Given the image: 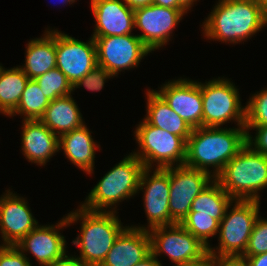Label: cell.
<instances>
[{
    "instance_id": "obj_23",
    "label": "cell",
    "mask_w": 267,
    "mask_h": 266,
    "mask_svg": "<svg viewBox=\"0 0 267 266\" xmlns=\"http://www.w3.org/2000/svg\"><path fill=\"white\" fill-rule=\"evenodd\" d=\"M146 90L147 102L144 119L150 125L180 136L187 141L193 129L169 107L154 89L147 88Z\"/></svg>"
},
{
    "instance_id": "obj_44",
    "label": "cell",
    "mask_w": 267,
    "mask_h": 266,
    "mask_svg": "<svg viewBox=\"0 0 267 266\" xmlns=\"http://www.w3.org/2000/svg\"><path fill=\"white\" fill-rule=\"evenodd\" d=\"M75 2H77V0H59V3L60 4L62 3V6L69 5V4L72 5Z\"/></svg>"
},
{
    "instance_id": "obj_21",
    "label": "cell",
    "mask_w": 267,
    "mask_h": 266,
    "mask_svg": "<svg viewBox=\"0 0 267 266\" xmlns=\"http://www.w3.org/2000/svg\"><path fill=\"white\" fill-rule=\"evenodd\" d=\"M93 132L86 123L59 137V152L63 151L66 159L89 176L94 174L96 152L99 142L94 141Z\"/></svg>"
},
{
    "instance_id": "obj_1",
    "label": "cell",
    "mask_w": 267,
    "mask_h": 266,
    "mask_svg": "<svg viewBox=\"0 0 267 266\" xmlns=\"http://www.w3.org/2000/svg\"><path fill=\"white\" fill-rule=\"evenodd\" d=\"M200 26L204 39L244 44L267 27V16L256 0H218Z\"/></svg>"
},
{
    "instance_id": "obj_37",
    "label": "cell",
    "mask_w": 267,
    "mask_h": 266,
    "mask_svg": "<svg viewBox=\"0 0 267 266\" xmlns=\"http://www.w3.org/2000/svg\"><path fill=\"white\" fill-rule=\"evenodd\" d=\"M247 266H267V252L249 257H242Z\"/></svg>"
},
{
    "instance_id": "obj_20",
    "label": "cell",
    "mask_w": 267,
    "mask_h": 266,
    "mask_svg": "<svg viewBox=\"0 0 267 266\" xmlns=\"http://www.w3.org/2000/svg\"><path fill=\"white\" fill-rule=\"evenodd\" d=\"M151 253L147 230L128 226L116 238L100 266H135Z\"/></svg>"
},
{
    "instance_id": "obj_27",
    "label": "cell",
    "mask_w": 267,
    "mask_h": 266,
    "mask_svg": "<svg viewBox=\"0 0 267 266\" xmlns=\"http://www.w3.org/2000/svg\"><path fill=\"white\" fill-rule=\"evenodd\" d=\"M50 100L44 96L35 79H29L16 110L9 116H20L22 120H40Z\"/></svg>"
},
{
    "instance_id": "obj_40",
    "label": "cell",
    "mask_w": 267,
    "mask_h": 266,
    "mask_svg": "<svg viewBox=\"0 0 267 266\" xmlns=\"http://www.w3.org/2000/svg\"><path fill=\"white\" fill-rule=\"evenodd\" d=\"M162 260H158L152 253L137 263L135 266H163Z\"/></svg>"
},
{
    "instance_id": "obj_22",
    "label": "cell",
    "mask_w": 267,
    "mask_h": 266,
    "mask_svg": "<svg viewBox=\"0 0 267 266\" xmlns=\"http://www.w3.org/2000/svg\"><path fill=\"white\" fill-rule=\"evenodd\" d=\"M25 63L19 67L29 79H36L56 67L55 27H47L40 37L32 38L25 47Z\"/></svg>"
},
{
    "instance_id": "obj_29",
    "label": "cell",
    "mask_w": 267,
    "mask_h": 266,
    "mask_svg": "<svg viewBox=\"0 0 267 266\" xmlns=\"http://www.w3.org/2000/svg\"><path fill=\"white\" fill-rule=\"evenodd\" d=\"M35 80L44 92V96L50 101L73 94L72 84L57 67L47 71Z\"/></svg>"
},
{
    "instance_id": "obj_9",
    "label": "cell",
    "mask_w": 267,
    "mask_h": 266,
    "mask_svg": "<svg viewBox=\"0 0 267 266\" xmlns=\"http://www.w3.org/2000/svg\"><path fill=\"white\" fill-rule=\"evenodd\" d=\"M142 193L143 207L147 223L130 225L133 228L149 231L158 226L175 224L171 219L169 211V167L161 168H144L138 187V194Z\"/></svg>"
},
{
    "instance_id": "obj_5",
    "label": "cell",
    "mask_w": 267,
    "mask_h": 266,
    "mask_svg": "<svg viewBox=\"0 0 267 266\" xmlns=\"http://www.w3.org/2000/svg\"><path fill=\"white\" fill-rule=\"evenodd\" d=\"M215 180L234 200L260 201L267 188V155L246 144Z\"/></svg>"
},
{
    "instance_id": "obj_38",
    "label": "cell",
    "mask_w": 267,
    "mask_h": 266,
    "mask_svg": "<svg viewBox=\"0 0 267 266\" xmlns=\"http://www.w3.org/2000/svg\"><path fill=\"white\" fill-rule=\"evenodd\" d=\"M48 266H86L77 260L72 254H68L64 259L59 260Z\"/></svg>"
},
{
    "instance_id": "obj_2",
    "label": "cell",
    "mask_w": 267,
    "mask_h": 266,
    "mask_svg": "<svg viewBox=\"0 0 267 266\" xmlns=\"http://www.w3.org/2000/svg\"><path fill=\"white\" fill-rule=\"evenodd\" d=\"M236 126L194 128L186 141L184 164L207 172L215 179L247 144L245 126Z\"/></svg>"
},
{
    "instance_id": "obj_14",
    "label": "cell",
    "mask_w": 267,
    "mask_h": 266,
    "mask_svg": "<svg viewBox=\"0 0 267 266\" xmlns=\"http://www.w3.org/2000/svg\"><path fill=\"white\" fill-rule=\"evenodd\" d=\"M64 227H70L65 215L56 224H38L17 243L16 247L26 258H29L28 254H32L39 266L53 264L70 254L67 251L66 238L61 233Z\"/></svg>"
},
{
    "instance_id": "obj_41",
    "label": "cell",
    "mask_w": 267,
    "mask_h": 266,
    "mask_svg": "<svg viewBox=\"0 0 267 266\" xmlns=\"http://www.w3.org/2000/svg\"><path fill=\"white\" fill-rule=\"evenodd\" d=\"M126 5L132 9L152 4V0H123Z\"/></svg>"
},
{
    "instance_id": "obj_15",
    "label": "cell",
    "mask_w": 267,
    "mask_h": 266,
    "mask_svg": "<svg viewBox=\"0 0 267 266\" xmlns=\"http://www.w3.org/2000/svg\"><path fill=\"white\" fill-rule=\"evenodd\" d=\"M214 180L207 172L184 165L169 167V211L181 223L191 210L193 200Z\"/></svg>"
},
{
    "instance_id": "obj_11",
    "label": "cell",
    "mask_w": 267,
    "mask_h": 266,
    "mask_svg": "<svg viewBox=\"0 0 267 266\" xmlns=\"http://www.w3.org/2000/svg\"><path fill=\"white\" fill-rule=\"evenodd\" d=\"M148 232L151 253L158 260L163 254L176 265L199 259L208 252V247L180 223L154 227Z\"/></svg>"
},
{
    "instance_id": "obj_26",
    "label": "cell",
    "mask_w": 267,
    "mask_h": 266,
    "mask_svg": "<svg viewBox=\"0 0 267 266\" xmlns=\"http://www.w3.org/2000/svg\"><path fill=\"white\" fill-rule=\"evenodd\" d=\"M234 199L214 179L192 202L188 214H204L219 223Z\"/></svg>"
},
{
    "instance_id": "obj_35",
    "label": "cell",
    "mask_w": 267,
    "mask_h": 266,
    "mask_svg": "<svg viewBox=\"0 0 267 266\" xmlns=\"http://www.w3.org/2000/svg\"><path fill=\"white\" fill-rule=\"evenodd\" d=\"M212 266H247L242 257L215 256Z\"/></svg>"
},
{
    "instance_id": "obj_7",
    "label": "cell",
    "mask_w": 267,
    "mask_h": 266,
    "mask_svg": "<svg viewBox=\"0 0 267 266\" xmlns=\"http://www.w3.org/2000/svg\"><path fill=\"white\" fill-rule=\"evenodd\" d=\"M260 204L255 200H233L219 224L218 246H210L208 251L215 256L241 257L260 215Z\"/></svg>"
},
{
    "instance_id": "obj_32",
    "label": "cell",
    "mask_w": 267,
    "mask_h": 266,
    "mask_svg": "<svg viewBox=\"0 0 267 266\" xmlns=\"http://www.w3.org/2000/svg\"><path fill=\"white\" fill-rule=\"evenodd\" d=\"M115 76L107 71L104 67L99 66L98 64L84 77L79 79L72 87L73 94L77 88H85L91 92H100L105 83L108 82V79H113Z\"/></svg>"
},
{
    "instance_id": "obj_34",
    "label": "cell",
    "mask_w": 267,
    "mask_h": 266,
    "mask_svg": "<svg viewBox=\"0 0 267 266\" xmlns=\"http://www.w3.org/2000/svg\"><path fill=\"white\" fill-rule=\"evenodd\" d=\"M246 143L256 152L267 155V125L265 126H245ZM255 130L252 135L251 130Z\"/></svg>"
},
{
    "instance_id": "obj_10",
    "label": "cell",
    "mask_w": 267,
    "mask_h": 266,
    "mask_svg": "<svg viewBox=\"0 0 267 266\" xmlns=\"http://www.w3.org/2000/svg\"><path fill=\"white\" fill-rule=\"evenodd\" d=\"M189 13L186 9H172L154 4L134 9V30L141 31L136 35L144 45L154 52L161 50L173 39V32L182 21L183 16Z\"/></svg>"
},
{
    "instance_id": "obj_16",
    "label": "cell",
    "mask_w": 267,
    "mask_h": 266,
    "mask_svg": "<svg viewBox=\"0 0 267 266\" xmlns=\"http://www.w3.org/2000/svg\"><path fill=\"white\" fill-rule=\"evenodd\" d=\"M154 90L192 129L203 126V103L198 80L175 77Z\"/></svg>"
},
{
    "instance_id": "obj_13",
    "label": "cell",
    "mask_w": 267,
    "mask_h": 266,
    "mask_svg": "<svg viewBox=\"0 0 267 266\" xmlns=\"http://www.w3.org/2000/svg\"><path fill=\"white\" fill-rule=\"evenodd\" d=\"M88 39L84 42L55 28L56 67L72 86L97 65L95 40Z\"/></svg>"
},
{
    "instance_id": "obj_6",
    "label": "cell",
    "mask_w": 267,
    "mask_h": 266,
    "mask_svg": "<svg viewBox=\"0 0 267 266\" xmlns=\"http://www.w3.org/2000/svg\"><path fill=\"white\" fill-rule=\"evenodd\" d=\"M141 120L133 132L138 150L134 149L132 153L143 163L144 168L165 169L184 165L186 141L150 125L144 118Z\"/></svg>"
},
{
    "instance_id": "obj_12",
    "label": "cell",
    "mask_w": 267,
    "mask_h": 266,
    "mask_svg": "<svg viewBox=\"0 0 267 266\" xmlns=\"http://www.w3.org/2000/svg\"><path fill=\"white\" fill-rule=\"evenodd\" d=\"M97 49V64L115 77L125 70L137 68L152 53L135 34L93 37Z\"/></svg>"
},
{
    "instance_id": "obj_17",
    "label": "cell",
    "mask_w": 267,
    "mask_h": 266,
    "mask_svg": "<svg viewBox=\"0 0 267 266\" xmlns=\"http://www.w3.org/2000/svg\"><path fill=\"white\" fill-rule=\"evenodd\" d=\"M11 190L9 187L0 196V245L16 246L39 222L30 209L27 197Z\"/></svg>"
},
{
    "instance_id": "obj_30",
    "label": "cell",
    "mask_w": 267,
    "mask_h": 266,
    "mask_svg": "<svg viewBox=\"0 0 267 266\" xmlns=\"http://www.w3.org/2000/svg\"><path fill=\"white\" fill-rule=\"evenodd\" d=\"M250 96L245 105V126L267 125V87Z\"/></svg>"
},
{
    "instance_id": "obj_18",
    "label": "cell",
    "mask_w": 267,
    "mask_h": 266,
    "mask_svg": "<svg viewBox=\"0 0 267 266\" xmlns=\"http://www.w3.org/2000/svg\"><path fill=\"white\" fill-rule=\"evenodd\" d=\"M90 8L95 19L92 37L135 34L134 9L123 0H90Z\"/></svg>"
},
{
    "instance_id": "obj_31",
    "label": "cell",
    "mask_w": 267,
    "mask_h": 266,
    "mask_svg": "<svg viewBox=\"0 0 267 266\" xmlns=\"http://www.w3.org/2000/svg\"><path fill=\"white\" fill-rule=\"evenodd\" d=\"M267 252V218L258 216L251 232L246 251L241 257L260 255Z\"/></svg>"
},
{
    "instance_id": "obj_19",
    "label": "cell",
    "mask_w": 267,
    "mask_h": 266,
    "mask_svg": "<svg viewBox=\"0 0 267 266\" xmlns=\"http://www.w3.org/2000/svg\"><path fill=\"white\" fill-rule=\"evenodd\" d=\"M21 152L31 164L45 166L59 153V137L40 120H22Z\"/></svg>"
},
{
    "instance_id": "obj_3",
    "label": "cell",
    "mask_w": 267,
    "mask_h": 266,
    "mask_svg": "<svg viewBox=\"0 0 267 266\" xmlns=\"http://www.w3.org/2000/svg\"><path fill=\"white\" fill-rule=\"evenodd\" d=\"M119 212L92 211L79 205L65 214L69 226L80 223L79 234L72 240L79 255H72L86 266H100L116 238L127 227L121 222Z\"/></svg>"
},
{
    "instance_id": "obj_42",
    "label": "cell",
    "mask_w": 267,
    "mask_h": 266,
    "mask_svg": "<svg viewBox=\"0 0 267 266\" xmlns=\"http://www.w3.org/2000/svg\"><path fill=\"white\" fill-rule=\"evenodd\" d=\"M188 12H191L194 4L199 2L200 0H177Z\"/></svg>"
},
{
    "instance_id": "obj_43",
    "label": "cell",
    "mask_w": 267,
    "mask_h": 266,
    "mask_svg": "<svg viewBox=\"0 0 267 266\" xmlns=\"http://www.w3.org/2000/svg\"><path fill=\"white\" fill-rule=\"evenodd\" d=\"M262 12L267 16V0H256Z\"/></svg>"
},
{
    "instance_id": "obj_25",
    "label": "cell",
    "mask_w": 267,
    "mask_h": 266,
    "mask_svg": "<svg viewBox=\"0 0 267 266\" xmlns=\"http://www.w3.org/2000/svg\"><path fill=\"white\" fill-rule=\"evenodd\" d=\"M29 77L17 65L4 68L0 64V113L9 117L17 108Z\"/></svg>"
},
{
    "instance_id": "obj_36",
    "label": "cell",
    "mask_w": 267,
    "mask_h": 266,
    "mask_svg": "<svg viewBox=\"0 0 267 266\" xmlns=\"http://www.w3.org/2000/svg\"><path fill=\"white\" fill-rule=\"evenodd\" d=\"M213 265V255L208 251L203 257L189 261L186 263H180L173 266H212Z\"/></svg>"
},
{
    "instance_id": "obj_4",
    "label": "cell",
    "mask_w": 267,
    "mask_h": 266,
    "mask_svg": "<svg viewBox=\"0 0 267 266\" xmlns=\"http://www.w3.org/2000/svg\"><path fill=\"white\" fill-rule=\"evenodd\" d=\"M126 155L101 177L80 205L92 211L117 212L121 202L134 199L144 165L132 152Z\"/></svg>"
},
{
    "instance_id": "obj_33",
    "label": "cell",
    "mask_w": 267,
    "mask_h": 266,
    "mask_svg": "<svg viewBox=\"0 0 267 266\" xmlns=\"http://www.w3.org/2000/svg\"><path fill=\"white\" fill-rule=\"evenodd\" d=\"M15 245H0V266H33Z\"/></svg>"
},
{
    "instance_id": "obj_8",
    "label": "cell",
    "mask_w": 267,
    "mask_h": 266,
    "mask_svg": "<svg viewBox=\"0 0 267 266\" xmlns=\"http://www.w3.org/2000/svg\"><path fill=\"white\" fill-rule=\"evenodd\" d=\"M203 103V127H223L227 123L245 126V109L238 86L231 78L200 81Z\"/></svg>"
},
{
    "instance_id": "obj_24",
    "label": "cell",
    "mask_w": 267,
    "mask_h": 266,
    "mask_svg": "<svg viewBox=\"0 0 267 266\" xmlns=\"http://www.w3.org/2000/svg\"><path fill=\"white\" fill-rule=\"evenodd\" d=\"M72 95L50 101L40 118V121L58 137L85 124L81 110Z\"/></svg>"
},
{
    "instance_id": "obj_28",
    "label": "cell",
    "mask_w": 267,
    "mask_h": 266,
    "mask_svg": "<svg viewBox=\"0 0 267 266\" xmlns=\"http://www.w3.org/2000/svg\"><path fill=\"white\" fill-rule=\"evenodd\" d=\"M180 224L209 248L213 246L210 238L216 237L220 223L209 215L188 214Z\"/></svg>"
},
{
    "instance_id": "obj_39",
    "label": "cell",
    "mask_w": 267,
    "mask_h": 266,
    "mask_svg": "<svg viewBox=\"0 0 267 266\" xmlns=\"http://www.w3.org/2000/svg\"><path fill=\"white\" fill-rule=\"evenodd\" d=\"M152 4L172 9H185L177 0H152Z\"/></svg>"
}]
</instances>
